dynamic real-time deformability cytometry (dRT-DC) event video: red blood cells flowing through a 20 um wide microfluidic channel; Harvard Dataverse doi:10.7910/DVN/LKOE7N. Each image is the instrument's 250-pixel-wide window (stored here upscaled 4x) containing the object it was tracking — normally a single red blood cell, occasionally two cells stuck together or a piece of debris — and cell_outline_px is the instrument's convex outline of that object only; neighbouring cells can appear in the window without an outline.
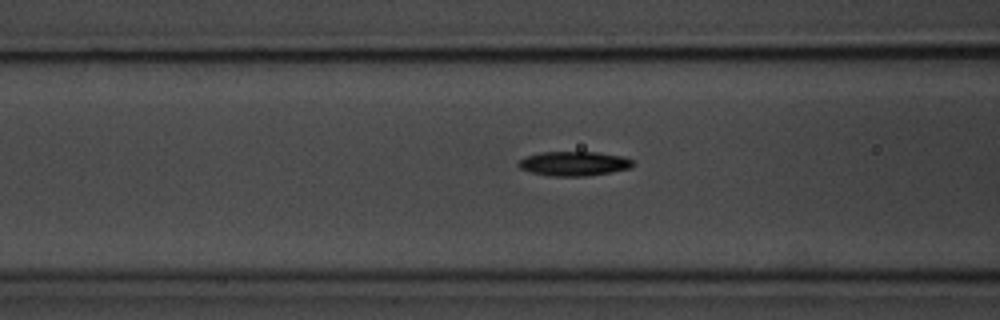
{"species": "common noctule bat (a hibernating species)", "species_latin": "Nyctalus noctula", "temperature_condition": "room temperature", "stored_images_in_passage": 4, "camera_frame_rate_fps": 3000, "um_per_image_px": 0.085, "animal": {"sex": "male", "body_mass_g": 20.1, "forearm_length_mm": 53.5}, "frame": {"image": 1, "passage_image": 4, "time_ms": 4.333, "image_size_px": [1000, 320], "cell_outline_px": [[636, 164], [632, 168], [608, 172], [580, 176], [552, 176], [532, 172], [520, 168], [516, 164], [524, 156], [540, 152], [596, 152], [624, 156], [632, 160]], "centroid_in_image_um": [48.79, 13.89], "position_along_channel_um": 117.8, "area_um2": 16.24}}